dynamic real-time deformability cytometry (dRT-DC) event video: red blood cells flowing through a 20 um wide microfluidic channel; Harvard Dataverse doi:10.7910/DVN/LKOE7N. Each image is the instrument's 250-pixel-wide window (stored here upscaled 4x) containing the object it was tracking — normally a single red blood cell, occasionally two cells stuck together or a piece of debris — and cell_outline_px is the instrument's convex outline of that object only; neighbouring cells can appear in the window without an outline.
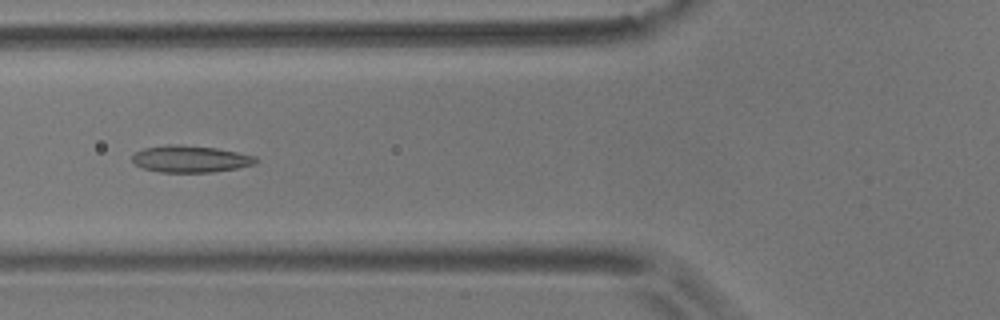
{"species": "common noctule bat (a hibernating species)", "species_latin": "Nyctalus noctula", "temperature_condition": "room temperature", "stored_images_in_passage": 56, "camera_frame_rate_fps": 3000, "um_per_image_px": 0.085, "animal": {"sex": "male", "body_mass_g": 17.9}, "frame": {"image": 1, "passage_image": 21, "time_ms": 6.667, "image_size_px": [1000, 320], "cell_outline_px": [[260, 160], [256, 164], [236, 168], [212, 172], [160, 172], [144, 168], [136, 164], [132, 160], [132, 156], [136, 152], [144, 148], [168, 144], [180, 144], [216, 148], [256, 156]], "centroid_in_image_um": [16.21, 13.5], "position_along_channel_um": 109.6, "area_um2": 19.31}}
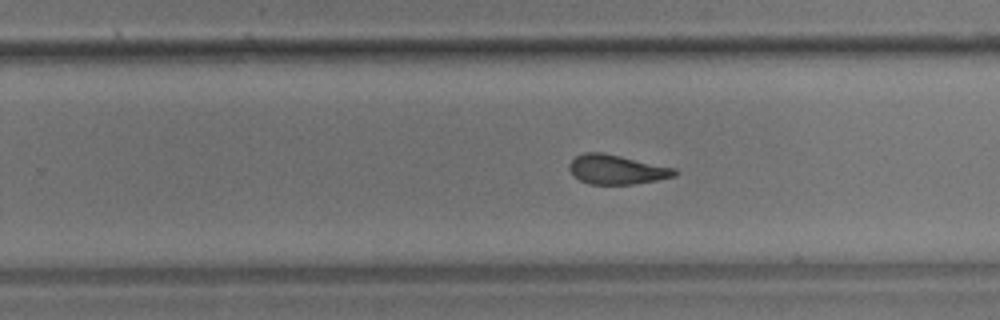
{"frame": {"image": 2, "passage_image": 35, "time_ms": 11.333, "image_size_px": [1000, 320], "cell_outline_px": [[680, 172], [676, 176], [656, 180], [632, 184], [588, 184], [572, 176], [568, 168], [568, 164], [576, 156], [584, 152], [604, 152], [676, 168]], "centroid_in_image_um": [52.41, 14.4], "position_along_channel_um": 277.4, "area_um2": 18.32}}
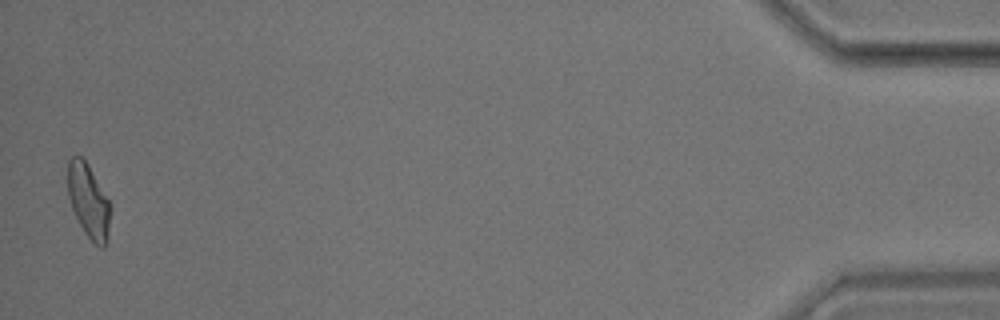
{"frame": {"image": 3, "passage_image": 55, "time_ms": 18.0, "image_size_px": [1000, 320], "cell_outline_px": [[108, 236], [104, 248], [100, 248], [84, 232], [72, 208], [68, 196], [68, 160], [72, 156], [80, 156], [88, 164], [108, 200]], "centroid_in_image_um": [7.49, 17.06], "position_along_channel_um": 427.7, "area_um2": 17.69}, "authors_computed_cell_mechanics": {"area_um2": 18.9006, "velocity_mm_per_s": 3.6007, "shape_relaxation_time_tau1_ms": null, "shape_relaxation_time_tau2_ms": 2.7431, "deformation_change_tau1": null, "deformation_change_tau2": 0.106}}